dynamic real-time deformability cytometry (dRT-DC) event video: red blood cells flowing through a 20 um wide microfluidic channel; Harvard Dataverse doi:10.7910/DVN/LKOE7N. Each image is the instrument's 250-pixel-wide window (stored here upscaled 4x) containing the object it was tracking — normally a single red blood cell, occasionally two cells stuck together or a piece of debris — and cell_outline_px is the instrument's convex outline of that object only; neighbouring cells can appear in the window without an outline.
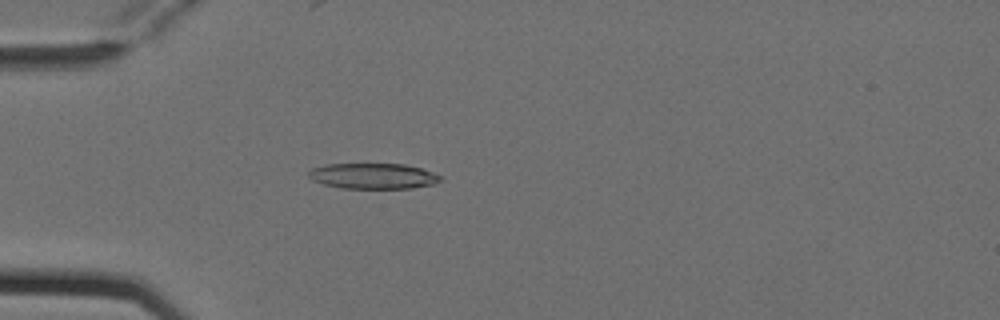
{"species": "Egyptian fruit bat (a non-hibernating species)", "species_latin": "Rousettus aegyptiacus", "temperature_condition": "cold", "stored_images_in_passage": 4, "camera_frame_rate_fps": 3000, "um_per_image_px": 0.085, "animal": {"sex": "female"}, "frame": {"image": 1, "passage_image": 4, "time_ms": 1.0, "image_size_px": [1000, 320], "cell_outline_px": [[440, 180], [432, 184], [412, 188], [340, 188], [324, 184], [312, 180], [308, 176], [308, 172], [312, 168], [324, 164], [404, 164], [420, 168], [432, 172], [440, 176]], "centroid_in_image_um": [31.66, 14.96], "position_along_channel_um": 53.3, "area_um2": 19.54}}